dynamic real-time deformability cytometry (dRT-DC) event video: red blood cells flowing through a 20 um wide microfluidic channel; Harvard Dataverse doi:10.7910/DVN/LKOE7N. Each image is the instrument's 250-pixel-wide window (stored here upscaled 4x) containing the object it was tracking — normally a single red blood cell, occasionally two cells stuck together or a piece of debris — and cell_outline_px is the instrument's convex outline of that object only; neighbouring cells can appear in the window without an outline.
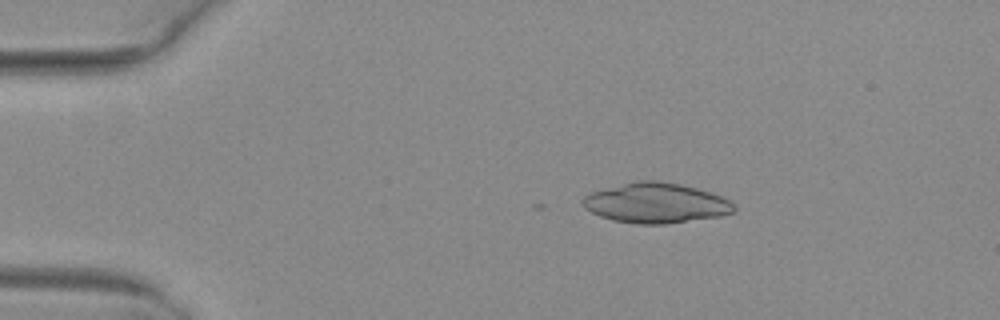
{"species": "common noctule bat (a hibernating species)", "species_latin": "Nyctalus noctula", "temperature_condition": "warm", "stored_images_in_passage": 6, "camera_frame_rate_fps": 3000, "um_per_image_px": 0.085, "animal": {"sex": "female", "body_mass_g": 29.2, "forearm_length_mm": 56.3}, "frame": {"image": 1, "passage_image": 2, "time_ms": 0.333, "image_size_px": [1000, 320], "cell_outline_px": [[736, 208], [732, 212], [720, 216], [664, 224], [636, 224], [612, 220], [600, 216], [584, 208], [580, 200], [588, 192], [636, 180], [656, 180], [680, 184], [696, 188], [720, 196], [728, 200]], "centroid_in_image_um": [55.67, 17.25], "position_along_channel_um": 29.3, "area_um2": 35.32}}